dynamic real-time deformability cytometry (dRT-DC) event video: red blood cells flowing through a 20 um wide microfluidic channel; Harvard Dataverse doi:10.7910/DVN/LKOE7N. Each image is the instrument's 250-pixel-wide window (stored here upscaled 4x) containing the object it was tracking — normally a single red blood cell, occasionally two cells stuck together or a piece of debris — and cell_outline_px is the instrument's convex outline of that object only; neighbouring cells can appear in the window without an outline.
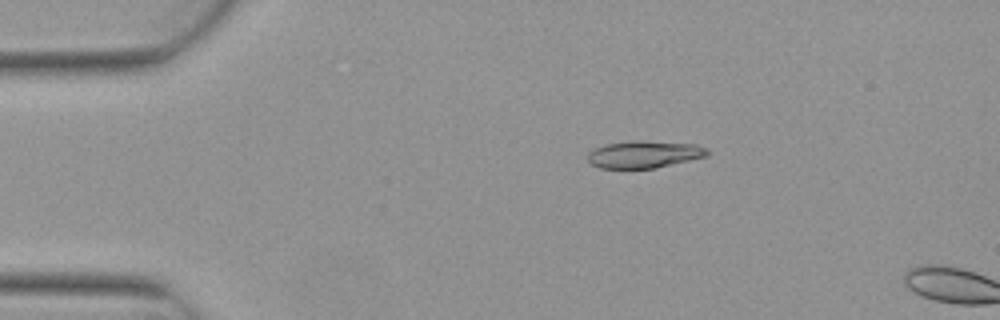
{"species": "Egyptian fruit bat (a non-hibernating species)", "species_latin": "Rousettus aegyptiacus", "temperature_condition": "warm", "stored_images_in_passage": 2, "camera_frame_rate_fps": 3000, "um_per_image_px": 0.085, "animal": {"sex": "female"}, "frame": {"image": 1, "passage_image": 1, "time_ms": 0.0, "image_size_px": [1000, 320], "cell_outline_px": [[708, 156], [656, 168], [600, 168], [592, 164], [588, 160], [588, 152], [596, 148], [608, 144], [632, 140], [640, 140], [696, 144], [708, 148]], "centroid_in_image_um": [54.79, 13.11], "position_along_channel_um": 30.2, "area_um2": 18.96}}